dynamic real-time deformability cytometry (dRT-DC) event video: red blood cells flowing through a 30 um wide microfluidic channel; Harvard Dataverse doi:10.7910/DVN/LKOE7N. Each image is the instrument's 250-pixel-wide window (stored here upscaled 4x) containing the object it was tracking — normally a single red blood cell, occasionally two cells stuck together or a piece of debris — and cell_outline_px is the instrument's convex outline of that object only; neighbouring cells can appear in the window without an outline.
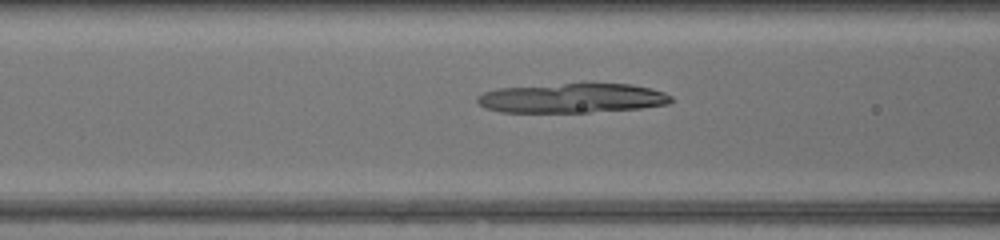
{"species": "common noctule bat (a hibernating species)", "species_latin": "Nyctalus noctula", "temperature_condition": "warm", "stored_images_in_passage": 48, "camera_frame_rate_fps": 3000, "um_per_image_px": 0.085, "animal": {"sex": "female", "body_mass_g": 17.0, "forearm_length_mm": 48.0}, "frame": {"image": 1, "passage_image": 21, "time_ms": 6.667, "image_size_px": [1000, 240], "cell_outline_px": [[672, 100], [668, 104], [640, 108], [588, 112], [500, 112], [484, 108], [476, 100], [476, 96], [484, 92], [500, 88], [584, 80], [588, 80], [632, 84], [664, 92], [672, 96]], "centroid_in_image_um": [48.64, 8.29], "position_along_channel_um": 118.0, "area_um2": 34.68}}
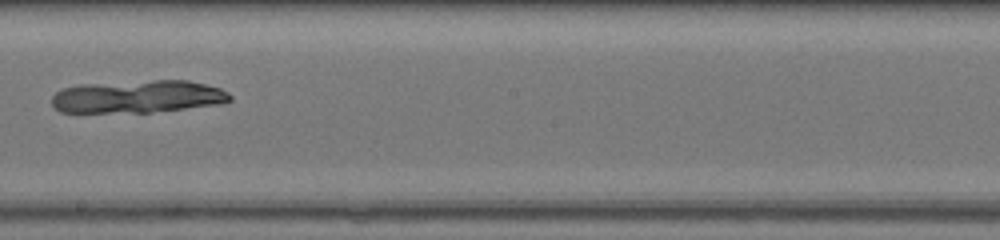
{"frame": {"image": 2, "passage_image": 29, "time_ms": 9.333, "image_size_px": [1000, 240], "cell_outline_px": [[232, 100], [224, 104], [152, 112], [60, 112], [52, 104], [52, 96], [56, 92], [64, 88], [84, 84], [156, 80], [188, 80], [220, 88], [228, 92], [232, 96]], "centroid_in_image_um": [11.78, 8.21], "position_along_channel_um": 236.4, "area_um2": 33.93}}
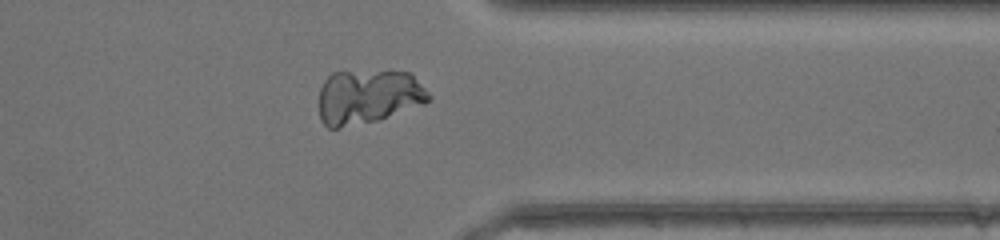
{"frame": {"image": 3, "passage_image": 39, "time_ms": 12.667, "image_size_px": [1000, 240], "cell_outline_px": [[432, 96], [424, 104], [380, 120], [340, 128], [328, 128], [320, 120], [320, 88], [324, 80], [332, 72], [408, 72]], "centroid_in_image_um": [31.27, 8.25], "position_along_channel_um": 380.1, "area_um2": 34.56}}